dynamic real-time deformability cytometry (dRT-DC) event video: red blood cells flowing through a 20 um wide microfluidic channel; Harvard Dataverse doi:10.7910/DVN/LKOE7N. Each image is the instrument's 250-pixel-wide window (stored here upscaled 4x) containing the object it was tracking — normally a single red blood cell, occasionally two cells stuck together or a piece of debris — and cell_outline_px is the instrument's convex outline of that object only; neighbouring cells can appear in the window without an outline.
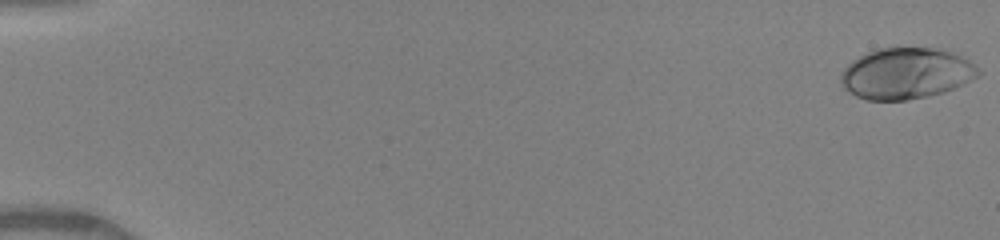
{"species": "human", "species_latin": "Homo sapiens", "temperature_condition": "warm", "stored_images_in_passage": 50, "camera_frame_rate_fps": 3000, "um_per_image_px": 0.085, "donor": {"sex": "female"}, "frame": {"image": 1, "passage_image": 1, "time_ms": 0.0, "image_size_px": [1000, 240], "cell_outline_px": [[980, 76], [964, 84], [944, 92], [928, 96], [908, 100], [868, 100], [856, 96], [844, 88], [840, 80], [840, 72], [852, 60], [876, 48], [896, 44], [936, 48], [952, 52], [968, 60], [980, 72]], "centroid_in_image_um": [77.0, 6.2], "position_along_channel_um": 8.0, "area_um2": 41.79}}
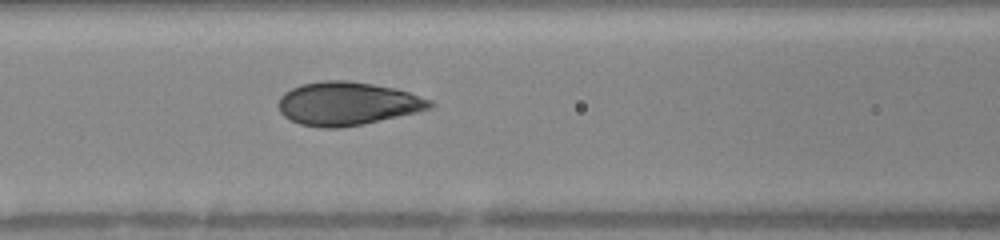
{"frame": {"image": 2, "passage_image": 23, "time_ms": 7.333, "image_size_px": [1000, 240], "cell_outline_px": [[436, 104], [432, 108], [416, 112], [364, 124], [340, 128], [320, 128], [300, 124], [284, 116], [280, 112], [276, 104], [280, 96], [284, 92], [300, 84], [320, 80], [348, 80], [396, 88], [432, 100]], "centroid_in_image_um": [29.51, 8.8], "position_along_channel_um": 137.1, "area_um2": 38.61}}
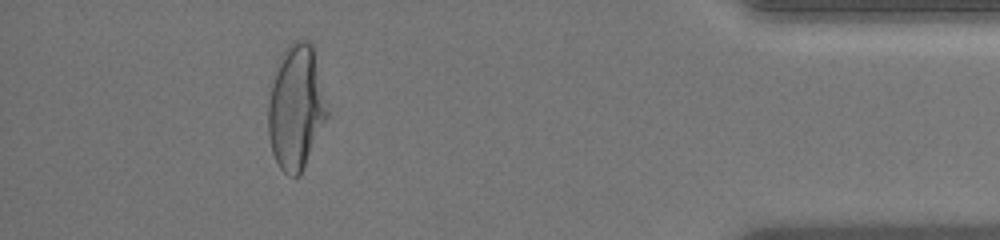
{"frame": {"image": 3, "passage_image": 46, "time_ms": 15.0, "image_size_px": [1000, 240], "cell_outline_px": [[328, 116], [300, 176], [288, 176], [280, 168], [272, 152], [268, 136], [268, 104], [272, 84], [280, 56], [284, 48], [292, 40], [308, 40], [312, 44], [328, 112]], "centroid_in_image_um": [25.15, 9.14], "position_along_channel_um": 410.1, "area_um2": 42.48}, "authors_computed_cell_mechanics": {"area_um2": 38.8127, "velocity_mm_per_s": 4.1083, "shape_relaxation_time_tau1_ms": 5.556, "shape_relaxation_time_tau2_ms": null, "deformation_change_tau1": 0.2284, "deformation_change_tau2": null}}